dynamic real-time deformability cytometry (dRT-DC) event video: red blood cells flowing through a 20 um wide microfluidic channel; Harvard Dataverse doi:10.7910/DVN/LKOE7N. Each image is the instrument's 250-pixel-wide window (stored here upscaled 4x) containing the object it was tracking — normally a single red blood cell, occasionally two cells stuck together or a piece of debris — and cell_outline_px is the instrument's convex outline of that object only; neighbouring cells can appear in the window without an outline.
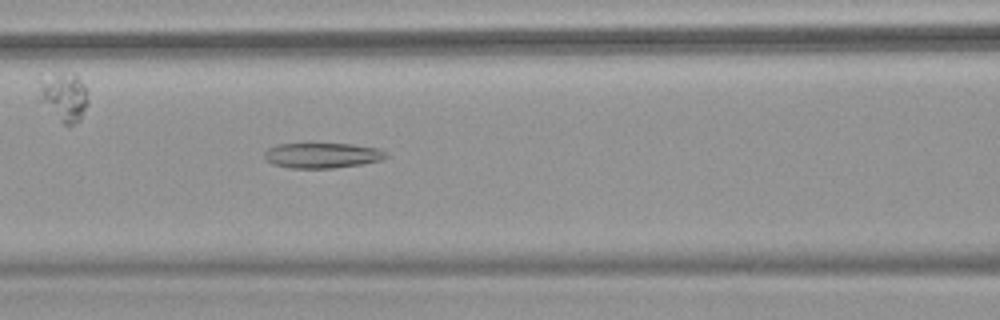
{"species": "common noctule bat (a hibernating species)", "species_latin": "Nyctalus noctula", "temperature_condition": "warm", "stored_images_in_passage": 49, "camera_frame_rate_fps": 3000, "um_per_image_px": 0.085, "animal": {"sex": "female", "body_mass_g": 18.4}, "frame": {"image": 1, "passage_image": 19, "time_ms": 6.0, "image_size_px": [1000, 320], "cell_outline_px": [[388, 156], [380, 160], [360, 164], [332, 168], [288, 168], [272, 164], [264, 156], [264, 152], [268, 148], [276, 144], [352, 144], [380, 148]], "centroid_in_image_um": [27.36, 13.21], "position_along_channel_um": 139.2, "area_um2": 17.8}}
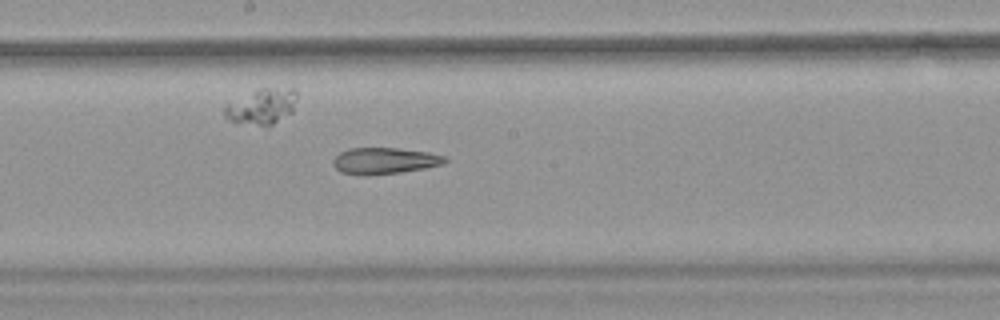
{"frame": {"image": 2, "passage_image": 25, "time_ms": 8.0, "image_size_px": [1000, 320], "cell_outline_px": [[448, 160], [444, 164], [424, 168], [400, 172], [368, 176], [364, 176], [340, 172], [332, 164], [332, 160], [340, 152], [348, 148], [396, 148], [428, 152], [444, 156]], "centroid_in_image_um": [32.65, 13.67], "position_along_channel_um": 215.6, "area_um2": 17.28}}
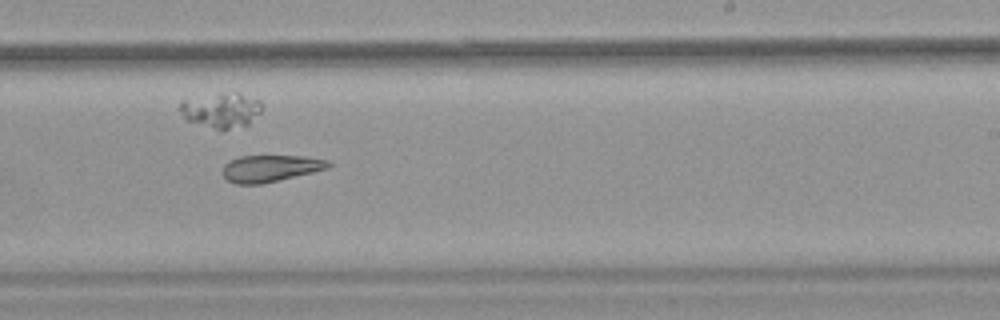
{"frame": {"image": 3, "passage_image": 29, "time_ms": 9.333, "image_size_px": [1000, 320], "cell_outline_px": [[332, 164], [328, 168], [312, 172], [260, 184], [236, 184], [228, 180], [224, 176], [224, 164], [240, 156], [304, 156], [328, 160]], "centroid_in_image_um": [23.0, 14.3], "position_along_channel_um": 266.0, "area_um2": 16.18}, "authors_computed_cell_mechanics": {"area_um2": 20.7502, "velocity_mm_per_s": 3.8257, "shape_relaxation_time_tau1_ms": null, "shape_relaxation_time_tau2_ms": 3.5232, "deformation_change_tau1": null, "deformation_change_tau2": 0.1423}}